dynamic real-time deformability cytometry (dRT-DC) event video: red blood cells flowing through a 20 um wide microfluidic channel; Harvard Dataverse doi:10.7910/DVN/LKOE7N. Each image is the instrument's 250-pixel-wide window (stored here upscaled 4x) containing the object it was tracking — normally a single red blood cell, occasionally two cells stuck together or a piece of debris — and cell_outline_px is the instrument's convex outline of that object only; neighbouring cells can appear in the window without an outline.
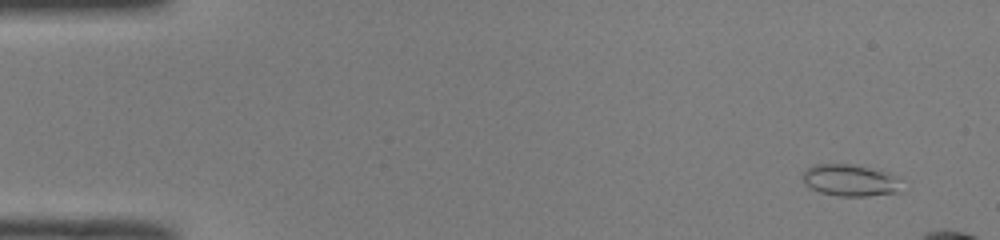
{"species": "common noctule bat (a hibernating species)", "species_latin": "Nyctalus noctula", "temperature_condition": "room temperature", "stored_images_in_passage": 10, "camera_frame_rate_fps": 3000, "um_per_image_px": 0.085, "animal": {"sex": "male", "body_mass_g": 19.0, "forearm_length_mm": 50.8}, "frame": {"image": 1, "passage_image": 1, "time_ms": 0.0, "image_size_px": [1000, 240], "cell_outline_px": [[900, 192], [868, 196], [840, 196], [820, 192], [808, 188], [804, 180], [804, 172], [812, 164], [848, 164], [888, 172], [892, 176]], "centroid_in_image_um": [72.17, 15.33], "position_along_channel_um": 12.8, "area_um2": 17.74}}